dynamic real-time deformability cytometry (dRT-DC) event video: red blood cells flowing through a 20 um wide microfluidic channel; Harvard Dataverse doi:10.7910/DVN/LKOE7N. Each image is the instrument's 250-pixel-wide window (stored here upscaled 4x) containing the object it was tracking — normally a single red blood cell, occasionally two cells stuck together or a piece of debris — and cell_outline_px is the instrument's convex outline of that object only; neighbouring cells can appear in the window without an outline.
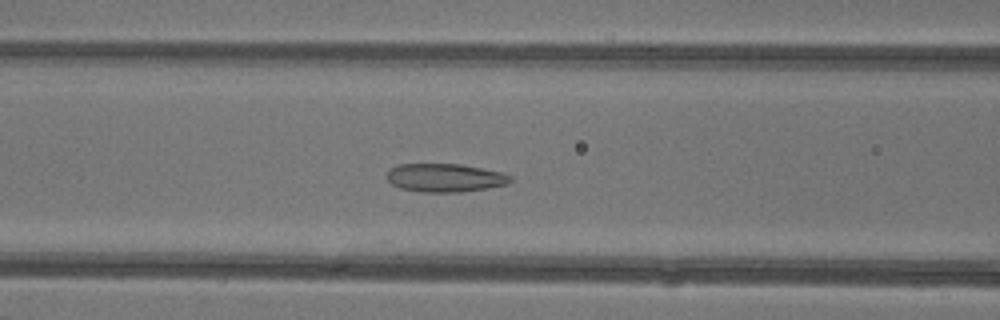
{"species": "common noctule bat (a hibernating species)", "species_latin": "Nyctalus noctula", "temperature_condition": "warm", "stored_images_in_passage": 39, "camera_frame_rate_fps": 3000, "um_per_image_px": 0.085, "animal": {"sex": "female"}, "frame": {"image": 1, "passage_image": 19, "time_ms": 6.0, "image_size_px": [1000, 320], "cell_outline_px": [[512, 180], [508, 184], [460, 192], [420, 192], [400, 188], [392, 184], [384, 176], [388, 168], [400, 164], [460, 164], [500, 172], [512, 176]], "centroid_in_image_um": [37.76, 15.11], "position_along_channel_um": 128.8, "area_um2": 20.46}}
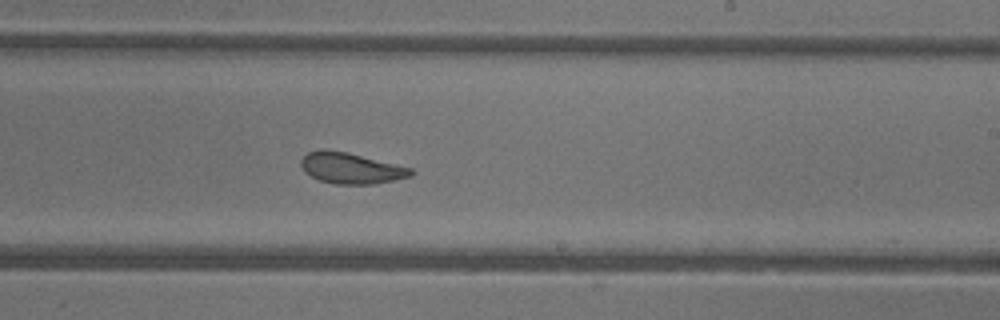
{"frame": {"image": 2, "passage_image": 28, "time_ms": 9.0, "image_size_px": [1000, 320], "cell_outline_px": [[416, 172], [412, 176], [372, 184], [336, 184], [320, 180], [304, 172], [300, 164], [300, 160], [308, 152], [324, 148], [348, 152], [412, 168]], "centroid_in_image_um": [29.83, 14.28], "position_along_channel_um": 259.2, "area_um2": 19.88}}
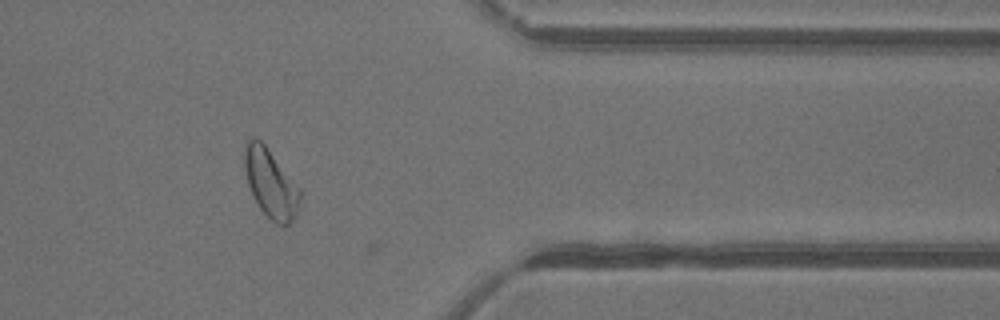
{"frame": {"image": 3, "passage_image": 38, "time_ms": 12.333, "image_size_px": [1000, 320], "cell_outline_px": [[300, 208], [296, 216], [288, 224], [276, 224], [260, 208], [252, 196], [248, 184], [244, 168], [244, 148], [248, 140], [252, 136], [260, 140], [264, 144], [300, 188]], "centroid_in_image_um": [23.0, 15.59], "position_along_channel_um": 388.4, "area_um2": 22.08}, "authors_computed_cell_mechanics": {"area_um2": 20.9814, "velocity_mm_per_s": 4.3453, "shape_relaxation_time_tau1_ms": null, "shape_relaxation_time_tau2_ms": 1.3188, "deformation_change_tau1": null, "deformation_change_tau2": 0.0715}}